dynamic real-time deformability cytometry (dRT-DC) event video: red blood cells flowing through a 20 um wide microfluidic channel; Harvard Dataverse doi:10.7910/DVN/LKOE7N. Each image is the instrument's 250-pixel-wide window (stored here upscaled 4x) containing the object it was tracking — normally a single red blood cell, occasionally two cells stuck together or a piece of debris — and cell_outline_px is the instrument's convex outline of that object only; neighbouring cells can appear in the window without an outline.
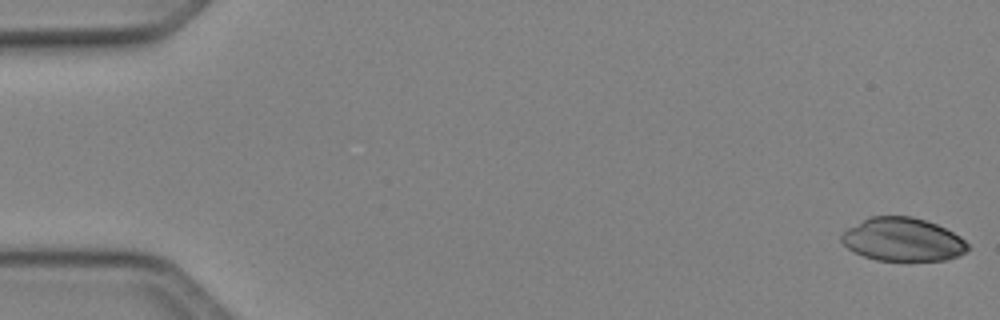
{"species": "Egyptian fruit bat (a non-hibernating species)", "species_latin": "Rousettus aegyptiacus", "temperature_condition": "cold", "stored_images_in_passage": 49, "camera_frame_rate_fps": 3000, "um_per_image_px": 0.085, "animal": {"sex": "female"}, "frame": {"image": 1, "passage_image": 1, "time_ms": 0.0, "image_size_px": [1000, 320], "cell_outline_px": [[968, 248], [960, 256], [948, 260], [876, 260], [852, 252], [840, 240], [840, 236], [848, 228], [868, 216], [912, 216], [936, 224], [960, 236], [968, 244]], "centroid_in_image_um": [76.71, 20.36], "position_along_channel_um": 8.3, "area_um2": 31.85}}
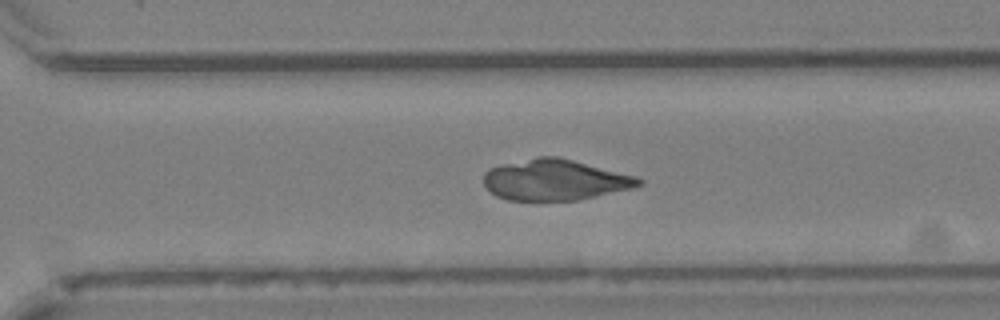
{"frame": {"image": 2, "passage_image": 35, "time_ms": 11.333, "image_size_px": [1000, 320], "cell_outline_px": [[644, 184], [632, 188], [576, 200], [508, 200], [496, 196], [484, 184], [484, 172], [488, 168], [536, 156], [556, 156], [636, 176], [644, 180]], "centroid_in_image_um": [47.16, 15.28], "position_along_channel_um": 323.4, "area_um2": 36.65}}
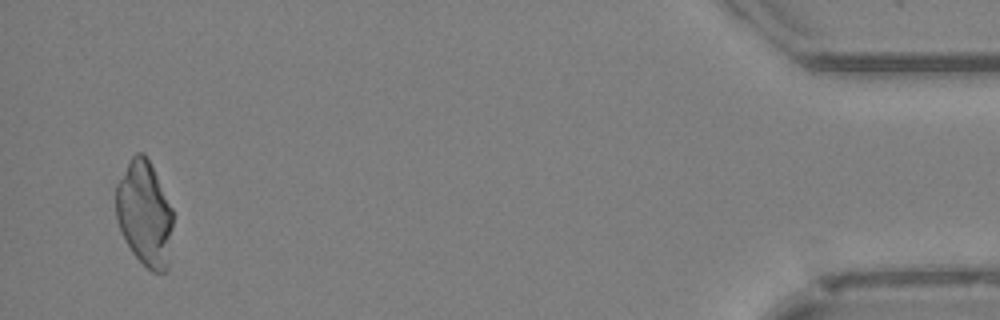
{"frame": {"image": 3, "passage_image": 48, "time_ms": 15.667, "image_size_px": [1000, 320], "cell_outline_px": [[172, 228], [168, 268], [164, 272], [152, 272], [132, 252], [124, 240], [120, 232], [116, 220], [116, 184], [132, 156], [136, 152], [144, 152], [172, 208]], "centroid_in_image_um": [12.27, 18.18], "position_along_channel_um": 422.9, "area_um2": 34.68}}